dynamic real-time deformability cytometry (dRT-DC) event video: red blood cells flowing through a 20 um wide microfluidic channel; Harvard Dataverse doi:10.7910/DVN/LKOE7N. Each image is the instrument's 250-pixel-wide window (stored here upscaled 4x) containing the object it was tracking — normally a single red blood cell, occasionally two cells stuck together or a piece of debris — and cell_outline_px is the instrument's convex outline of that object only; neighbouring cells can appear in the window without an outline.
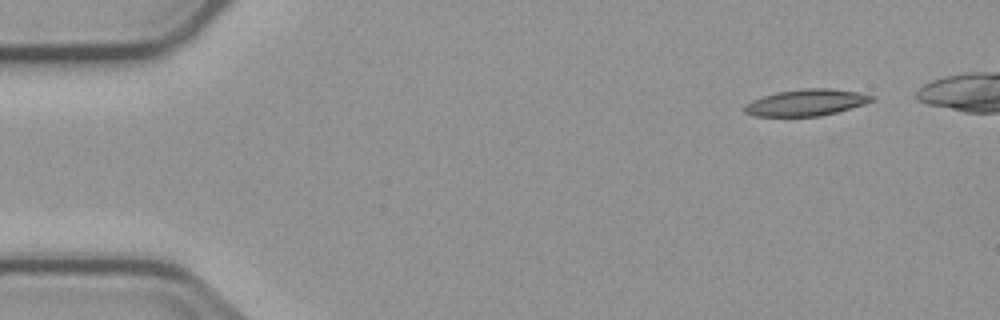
{"species": "common noctule bat (a hibernating species)", "species_latin": "Nyctalus noctula", "temperature_condition": "cold", "stored_images_in_passage": 4, "segment_of_instrument_passage": [2, 2], "camera_frame_rate_fps": 3000, "um_per_image_px": 0.085, "animal": {"sex": "male", "body_mass_g": 23.1, "forearm_length_mm": 52.7}, "frame": {"image": 1, "passage_image": 4, "time_ms": 4.667, "image_size_px": [1000, 320], "cell_outline_px": [[876, 100], [864, 104], [836, 112], [820, 116], [756, 116], [744, 112], [744, 104], [752, 100], [776, 92], [804, 88], [828, 88], [856, 92], [876, 96]], "centroid_in_image_um": [68.53, 8.71], "position_along_channel_um": 16.5, "area_um2": 19.59}}